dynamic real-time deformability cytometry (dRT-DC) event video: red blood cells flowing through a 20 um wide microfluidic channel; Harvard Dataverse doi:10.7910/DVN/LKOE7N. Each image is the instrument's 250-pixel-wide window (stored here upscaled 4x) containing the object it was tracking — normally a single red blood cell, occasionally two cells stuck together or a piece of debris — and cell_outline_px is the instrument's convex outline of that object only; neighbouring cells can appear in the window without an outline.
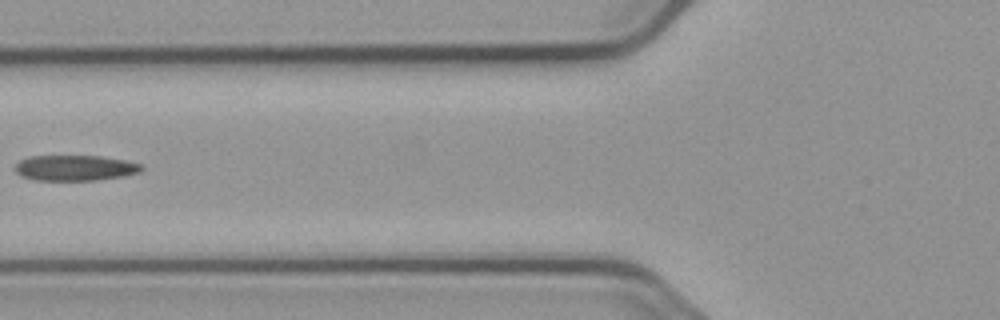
{"species": "common noctule bat (a hibernating species)", "species_latin": "Nyctalus noctula", "temperature_condition": "cold", "stored_images_in_passage": 7, "camera_frame_rate_fps": 3000, "um_per_image_px": 0.085, "animal": {"sex": "male", "body_mass_g": 23.1, "forearm_length_mm": 52.7}, "frame": {"image": 1, "passage_image": 6, "time_ms": 6.0, "image_size_px": [1000, 320], "cell_outline_px": [[144, 168], [140, 172], [124, 176], [96, 180], [32, 180], [20, 176], [16, 172], [16, 164], [20, 160], [32, 156], [100, 156], [124, 160], [140, 164]], "centroid_in_image_um": [6.37, 14.28], "position_along_channel_um": 119.4, "area_um2": 18.79}}
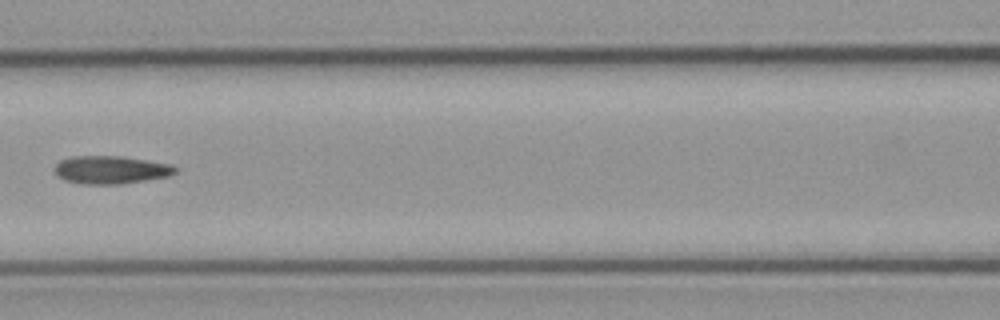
{"frame": {"image": 2, "passage_image": 7, "time_ms": 7.0, "image_size_px": [1000, 320], "cell_outline_px": [[176, 172], [168, 176], [120, 184], [84, 184], [64, 180], [52, 168], [60, 160], [72, 156], [120, 156], [172, 164], [176, 168]], "centroid_in_image_um": [9.4, 14.43], "position_along_channel_um": 157.2, "area_um2": 19.54}}